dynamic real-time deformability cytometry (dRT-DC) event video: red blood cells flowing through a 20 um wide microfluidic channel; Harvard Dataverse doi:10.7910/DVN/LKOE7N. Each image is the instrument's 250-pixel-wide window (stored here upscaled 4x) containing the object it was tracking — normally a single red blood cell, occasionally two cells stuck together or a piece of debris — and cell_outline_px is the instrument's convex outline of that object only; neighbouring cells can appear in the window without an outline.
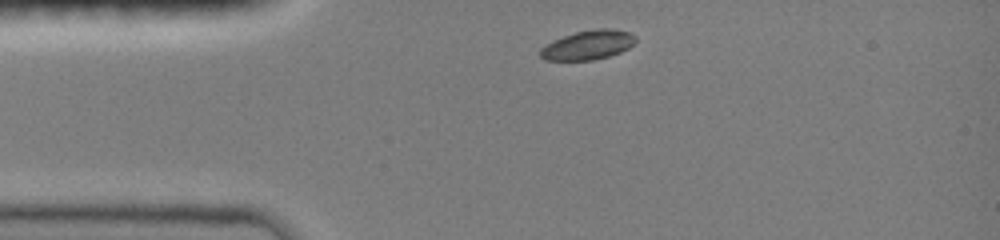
{"species": "common noctule bat (a hibernating species)", "species_latin": "Nyctalus noctula", "temperature_condition": "room temperature", "stored_images_in_passage": 35, "camera_frame_rate_fps": 3000, "um_per_image_px": 0.085, "animal": {"sex": "female", "body_mass_g": 19.0, "forearm_length_mm": 51.5}, "frame": {"image": 1, "passage_image": 1, "time_ms": 0.0, "image_size_px": [1000, 240], "cell_outline_px": [[636, 40], [628, 48], [620, 52], [608, 56], [592, 60], [544, 60], [540, 56], [540, 48], [544, 44], [552, 40], [576, 32], [596, 28], [608, 28], [628, 32], [636, 36]], "centroid_in_image_um": [49.94, 3.82], "position_along_channel_um": 35.1, "area_um2": 16.24}}
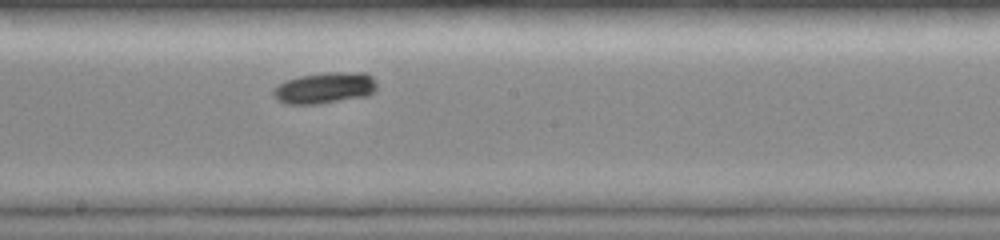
{"frame": {"image": 2, "passage_image": 16, "time_ms": 5.333, "image_size_px": [1000, 240], "cell_outline_px": [[376, 92], [368, 96], [320, 104], [288, 104], [276, 100], [272, 96], [272, 92], [280, 84], [288, 80], [300, 76], [328, 72], [368, 72], [376, 80]], "centroid_in_image_um": [27.67, 7.48], "position_along_channel_um": 220.5, "area_um2": 19.07}}
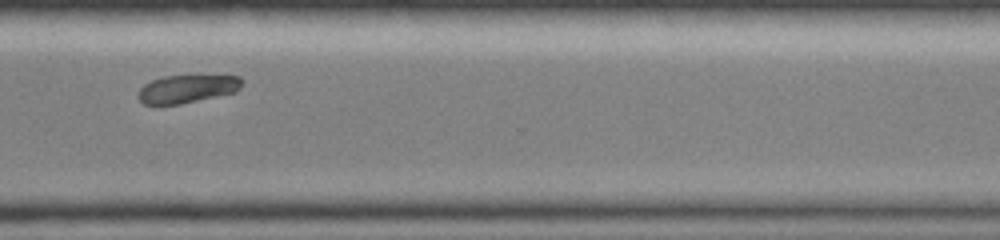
{"frame": {"image": 3, "passage_image": 34, "time_ms": 8.667, "image_size_px": [1000, 240], "cell_outline_px": [[244, 80], [240, 88], [236, 92], [180, 104], [144, 104], [136, 96], [140, 88], [144, 84], [152, 80], [164, 76], [240, 76]], "centroid_in_image_um": [15.91, 7.55], "position_along_channel_um": 354.7, "area_um2": 16.88}}